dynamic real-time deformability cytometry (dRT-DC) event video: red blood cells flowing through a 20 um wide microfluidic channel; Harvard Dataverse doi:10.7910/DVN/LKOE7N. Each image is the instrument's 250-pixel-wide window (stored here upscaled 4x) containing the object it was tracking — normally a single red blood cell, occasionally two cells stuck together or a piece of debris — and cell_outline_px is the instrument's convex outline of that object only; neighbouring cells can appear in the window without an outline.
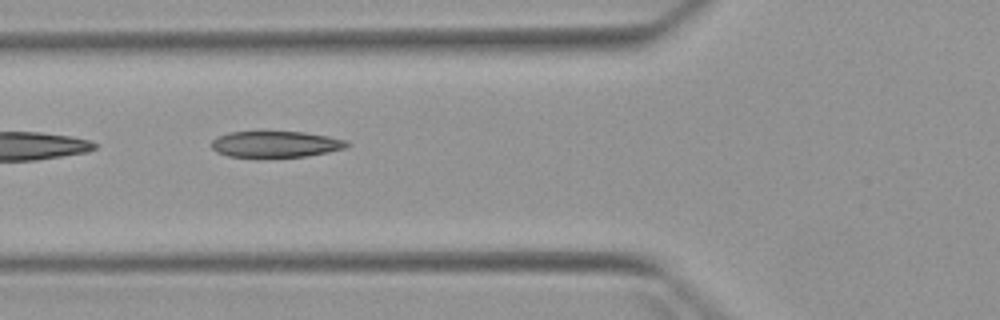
{"species": "Egyptian fruit bat (a non-hibernating species)", "species_latin": "Rousettus aegyptiacus", "temperature_condition": "warm", "stored_images_in_passage": 3, "camera_frame_rate_fps": 3000, "um_per_image_px": 0.085, "animal": {"sex": "female"}, "frame": {"image": 1, "passage_image": 3, "time_ms": 2.333, "image_size_px": [1000, 320], "cell_outline_px": [[352, 144], [348, 148], [308, 156], [268, 160], [256, 160], [228, 156], [216, 152], [212, 148], [212, 140], [216, 136], [228, 132], [260, 128], [304, 132], [328, 136], [348, 140]], "centroid_in_image_um": [23.38, 12.25], "position_along_channel_um": 102.4, "area_um2": 23.06}}